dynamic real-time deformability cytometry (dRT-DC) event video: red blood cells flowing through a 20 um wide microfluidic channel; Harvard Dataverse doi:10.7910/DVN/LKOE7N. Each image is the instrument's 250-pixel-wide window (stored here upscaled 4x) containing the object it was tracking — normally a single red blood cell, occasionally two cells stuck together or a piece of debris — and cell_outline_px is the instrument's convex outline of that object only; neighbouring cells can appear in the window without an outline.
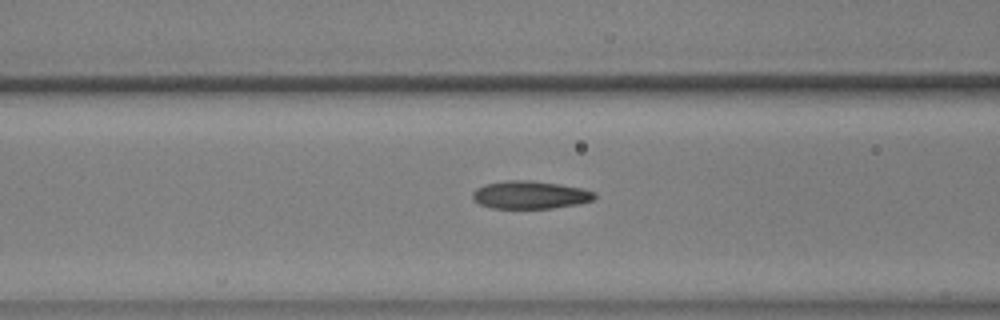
{"species": "common noctule bat (a hibernating species)", "species_latin": "Nyctalus noctula", "temperature_condition": "warm", "stored_images_in_passage": 48, "camera_frame_rate_fps": 3000, "um_per_image_px": 0.085, "animal": {"sex": "male", "body_mass_g": 17.9, "forearm_length_mm": 54.2}, "frame": {"image": 1, "passage_image": 15, "time_ms": 4.667, "image_size_px": [1000, 320], "cell_outline_px": [[596, 196], [592, 200], [580, 204], [552, 208], [492, 208], [480, 204], [472, 196], [472, 192], [476, 188], [484, 184], [504, 180], [532, 180], [560, 184], [584, 188], [596, 192]], "centroid_in_image_um": [45.09, 16.55], "position_along_channel_um": 121.5, "area_um2": 20.0}}
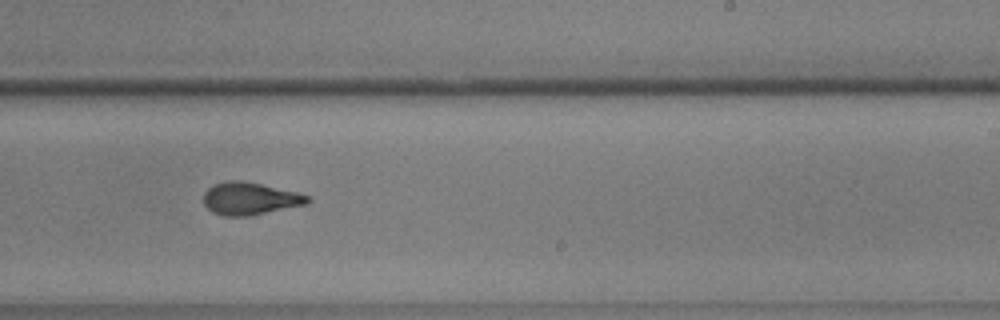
{"frame": {"image": 2, "passage_image": 27, "time_ms": 8.667, "image_size_px": [1000, 320], "cell_outline_px": [[312, 200], [308, 204], [248, 216], [224, 216], [212, 212], [204, 204], [204, 192], [212, 184], [228, 180], [240, 180], [260, 184], [296, 192], [308, 196]], "centroid_in_image_um": [21.23, 16.88], "position_along_channel_um": 267.8, "area_um2": 19.65}}
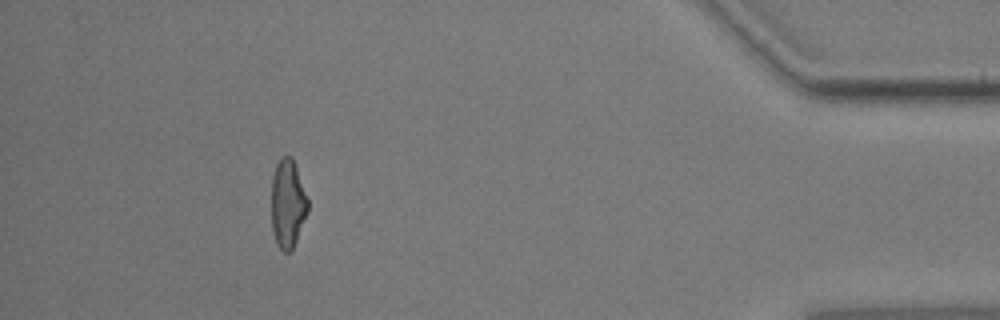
{"frame": {"image": 3, "passage_image": 43, "time_ms": 14.0, "image_size_px": [1000, 320], "cell_outline_px": [[308, 212], [292, 252], [284, 252], [276, 244], [272, 232], [272, 176], [276, 164], [280, 156], [292, 156], [308, 200]], "centroid_in_image_um": [24.45, 17.34], "position_along_channel_um": 410.7, "area_um2": 18.96}, "authors_computed_cell_mechanics": {"area_um2": 19.5942, "velocity_mm_per_s": 3.6578, "shape_relaxation_time_tau1_ms": 4.2957, "shape_relaxation_time_tau2_ms": 1.821, "deformation_change_tau1": 0.1537, "deformation_change_tau2": 0.0884}}